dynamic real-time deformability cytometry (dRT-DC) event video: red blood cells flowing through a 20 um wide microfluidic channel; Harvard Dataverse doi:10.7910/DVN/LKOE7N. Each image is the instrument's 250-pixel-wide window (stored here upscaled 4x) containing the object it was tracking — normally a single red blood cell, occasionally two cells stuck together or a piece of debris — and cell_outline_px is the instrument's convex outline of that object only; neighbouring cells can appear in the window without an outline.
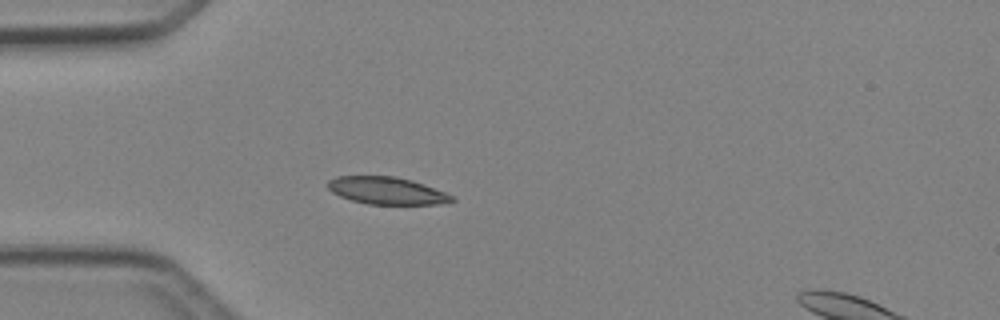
{"species": "Egyptian fruit bat (a non-hibernating species)", "species_latin": "Rousettus aegyptiacus", "temperature_condition": "cold", "stored_images_in_passage": 7, "camera_frame_rate_fps": 3000, "um_per_image_px": 0.085, "animal": {"sex": "female"}, "frame": {"image": 1, "passage_image": 6, "time_ms": 5.667, "image_size_px": [1000, 320], "cell_outline_px": [[456, 200], [436, 204], [368, 204], [352, 200], [340, 196], [332, 192], [328, 188], [328, 180], [336, 176], [396, 176], [412, 180], [424, 184], [444, 192], [452, 196]], "centroid_in_image_um": [32.85, 16.19], "position_along_channel_um": 52.2, "area_um2": 19.59}}